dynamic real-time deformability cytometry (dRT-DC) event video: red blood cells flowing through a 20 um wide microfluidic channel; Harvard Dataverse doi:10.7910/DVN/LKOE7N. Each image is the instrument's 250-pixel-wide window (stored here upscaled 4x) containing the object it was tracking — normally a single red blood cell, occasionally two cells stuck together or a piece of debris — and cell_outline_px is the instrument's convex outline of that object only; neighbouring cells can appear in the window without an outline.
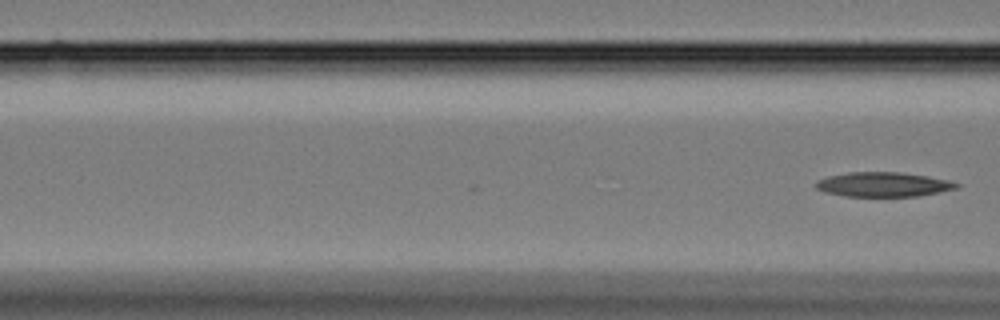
{"species": "Egyptian fruit bat (a non-hibernating species)", "species_latin": "Rousettus aegyptiacus", "temperature_condition": "cold", "stored_images_in_passage": 10, "camera_frame_rate_fps": 3000, "um_per_image_px": 0.085, "animal": {"sex": "female"}, "frame": {"image": 1, "passage_image": 10, "time_ms": 3.0, "image_size_px": [1000, 320], "cell_outline_px": [[960, 188], [916, 196], [844, 196], [824, 192], [816, 188], [812, 184], [816, 180], [828, 176], [848, 172], [900, 172], [928, 176], [948, 180], [960, 184]], "centroid_in_image_um": [75.04, 15.67], "position_along_channel_um": 91.6, "area_um2": 20.23}}